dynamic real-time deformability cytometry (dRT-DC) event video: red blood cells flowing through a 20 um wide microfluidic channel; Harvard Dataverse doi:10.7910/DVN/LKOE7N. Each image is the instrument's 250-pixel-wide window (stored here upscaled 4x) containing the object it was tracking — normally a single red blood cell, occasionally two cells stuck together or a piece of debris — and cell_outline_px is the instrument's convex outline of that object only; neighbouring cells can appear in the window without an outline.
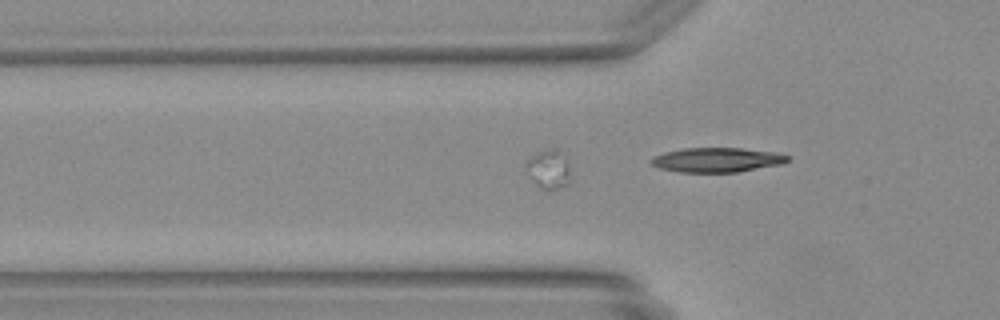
{"species": "Egyptian fruit bat (a non-hibernating species)", "species_latin": "Rousettus aegyptiacus", "temperature_condition": "warm", "stored_images_in_passage": 8, "segment_of_instrument_passage": [2, 2], "camera_frame_rate_fps": 3000, "um_per_image_px": 0.085, "animal": {"sex": "female"}, "frame": {"image": 1, "passage_image": 8, "time_ms": 2.333, "image_size_px": [1000, 320], "cell_outline_px": [[788, 160], [784, 164], [736, 172], [680, 172], [660, 168], [652, 164], [648, 160], [652, 156], [664, 152], [684, 148], [740, 148], [776, 152], [788, 156]], "centroid_in_image_um": [60.92, 13.59], "position_along_channel_um": 64.9, "area_um2": 19.54}}